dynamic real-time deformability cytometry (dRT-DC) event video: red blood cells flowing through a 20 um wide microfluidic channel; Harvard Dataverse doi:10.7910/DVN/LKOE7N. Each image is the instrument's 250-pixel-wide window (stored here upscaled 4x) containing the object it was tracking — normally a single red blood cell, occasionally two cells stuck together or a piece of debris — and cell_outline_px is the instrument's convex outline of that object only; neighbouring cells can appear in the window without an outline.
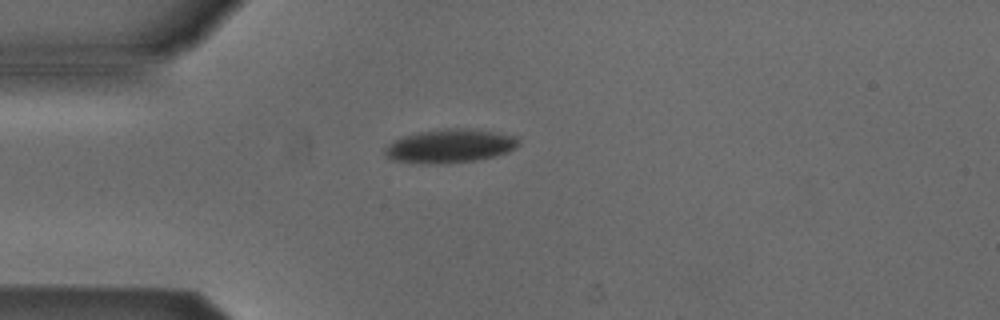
{"species": "Egyptian fruit bat (a non-hibernating species)", "species_latin": "Rousettus aegyptiacus", "temperature_condition": "cold", "stored_images_in_passage": 3, "camera_frame_rate_fps": 3000, "um_per_image_px": 0.085, "animal": {"sex": "male"}, "frame": {"image": 1, "passage_image": 3, "time_ms": 0.667, "image_size_px": [1000, 320], "cell_outline_px": [[520, 144], [508, 152], [476, 160], [440, 164], [428, 164], [392, 160], [384, 152], [388, 144], [392, 140], [400, 136], [420, 132], [444, 128], [468, 128], [492, 132], [512, 136], [520, 140]], "centroid_in_image_um": [38.2, 12.41], "position_along_channel_um": 46.8, "area_um2": 26.07}}